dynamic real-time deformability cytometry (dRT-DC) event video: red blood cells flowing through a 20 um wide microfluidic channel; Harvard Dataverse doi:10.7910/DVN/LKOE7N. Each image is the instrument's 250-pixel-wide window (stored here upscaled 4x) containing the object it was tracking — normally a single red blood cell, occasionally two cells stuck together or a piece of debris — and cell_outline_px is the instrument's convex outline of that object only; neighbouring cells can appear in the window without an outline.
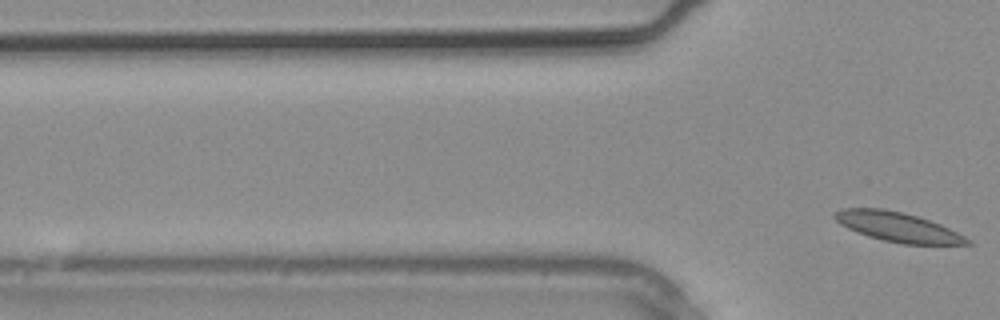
{"species": "common noctule bat (a hibernating species)", "species_latin": "Nyctalus noctula", "temperature_condition": "warm", "stored_images_in_passage": 4, "camera_frame_rate_fps": 3000, "um_per_image_px": 0.085, "animal": {"sex": "male", "body_mass_g": 20.4}, "frame": {"image": 1, "passage_image": 4, "time_ms": 1.0, "image_size_px": [1000, 320], "cell_outline_px": [[972, 244], [904, 244], [884, 240], [868, 236], [856, 232], [840, 224], [832, 216], [832, 212], [840, 208], [884, 208], [904, 212], [940, 224], [972, 240]], "centroid_in_image_um": [76.25, 19.27], "position_along_channel_um": 49.5, "area_um2": 22.77}}